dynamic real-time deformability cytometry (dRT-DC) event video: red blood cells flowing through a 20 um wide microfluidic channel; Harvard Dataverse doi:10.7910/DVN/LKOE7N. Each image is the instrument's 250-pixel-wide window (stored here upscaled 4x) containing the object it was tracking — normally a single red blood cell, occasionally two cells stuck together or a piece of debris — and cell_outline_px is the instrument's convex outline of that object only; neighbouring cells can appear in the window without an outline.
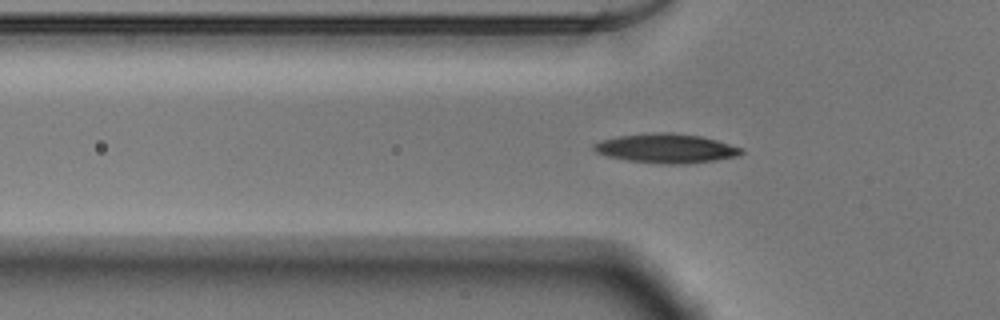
{"species": "Egyptian fruit bat (a non-hibernating species)", "species_latin": "Rousettus aegyptiacus", "temperature_condition": "warm", "stored_images_in_passage": 38, "camera_frame_rate_fps": 3000, "um_per_image_px": 0.085, "animal": {"sex": "male"}, "frame": {"image": 1, "passage_image": 7, "time_ms": 2.0, "image_size_px": [1000, 320], "cell_outline_px": [[744, 152], [740, 156], [716, 160], [688, 164], [660, 164], [628, 160], [608, 156], [596, 152], [592, 148], [592, 144], [600, 140], [620, 136], [660, 132], [672, 132], [700, 136], [716, 140], [744, 148]], "centroid_in_image_um": [56.66, 12.62], "position_along_channel_um": 69.1, "area_um2": 25.26}}
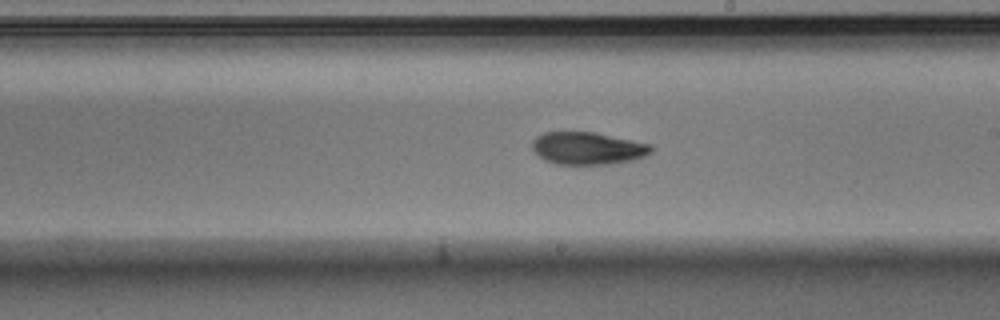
{"frame": {"image": 2, "passage_image": 20, "time_ms": 6.333, "image_size_px": [1000, 320], "cell_outline_px": [[652, 152], [644, 156], [632, 160], [608, 164], [556, 164], [544, 160], [532, 148], [532, 140], [536, 136], [544, 132], [592, 132], [652, 144]], "centroid_in_image_um": [49.94, 12.6], "position_along_channel_um": 239.1, "area_um2": 22.37}}
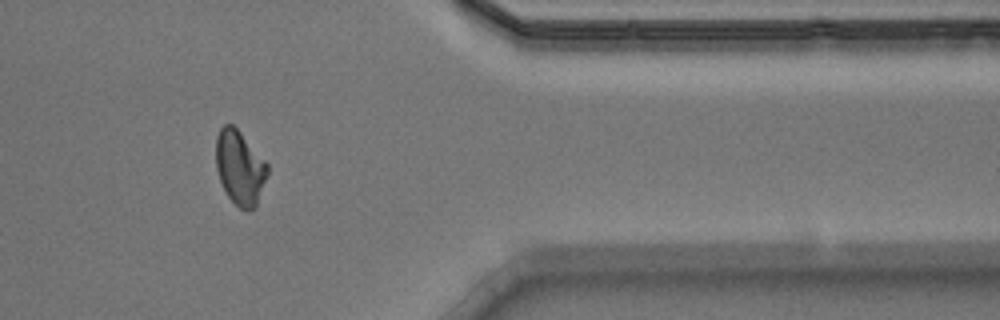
{"frame": {"image": 3, "passage_image": 33, "time_ms": 10.667, "image_size_px": [1000, 320], "cell_outline_px": [[268, 172], [256, 208], [248, 212], [240, 208], [228, 196], [220, 180], [216, 168], [216, 136], [220, 128], [224, 124], [232, 124], [240, 132], [268, 164]], "centroid_in_image_um": [20.39, 14.26], "position_along_channel_um": 391.0, "area_um2": 22.2}}